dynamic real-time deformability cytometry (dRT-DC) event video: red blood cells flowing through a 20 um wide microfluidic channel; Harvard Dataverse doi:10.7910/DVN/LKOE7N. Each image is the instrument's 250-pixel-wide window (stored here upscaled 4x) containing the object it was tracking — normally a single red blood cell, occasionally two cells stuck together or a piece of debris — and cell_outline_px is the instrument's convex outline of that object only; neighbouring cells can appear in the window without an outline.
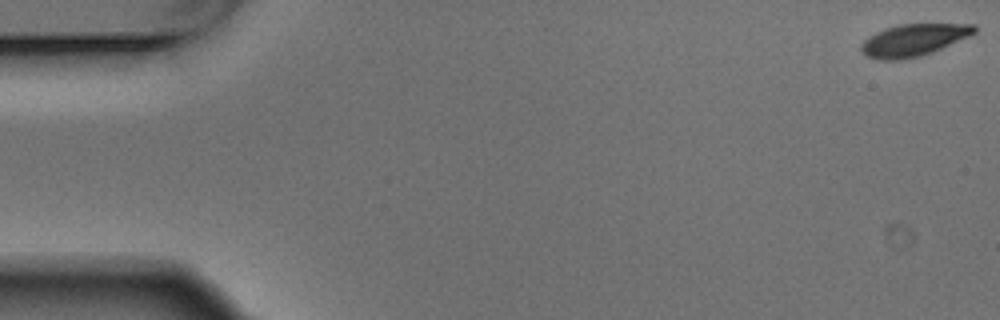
{"species": "Egyptian fruit bat (a non-hibernating species)", "species_latin": "Rousettus aegyptiacus", "temperature_condition": "warm", "stored_images_in_passage": 4, "camera_frame_rate_fps": 3000, "um_per_image_px": 0.085, "animal": {"sex": "male"}, "frame": {"image": 1, "passage_image": 1, "time_ms": 0.0, "image_size_px": [1000, 320], "cell_outline_px": [[976, 32], [968, 36], [932, 52], [920, 56], [900, 60], [880, 60], [868, 56], [860, 52], [860, 44], [864, 40], [876, 32], [884, 28], [900, 24], [976, 24]], "centroid_in_image_um": [77.61, 3.4], "position_along_channel_um": 7.4, "area_um2": 21.04}}